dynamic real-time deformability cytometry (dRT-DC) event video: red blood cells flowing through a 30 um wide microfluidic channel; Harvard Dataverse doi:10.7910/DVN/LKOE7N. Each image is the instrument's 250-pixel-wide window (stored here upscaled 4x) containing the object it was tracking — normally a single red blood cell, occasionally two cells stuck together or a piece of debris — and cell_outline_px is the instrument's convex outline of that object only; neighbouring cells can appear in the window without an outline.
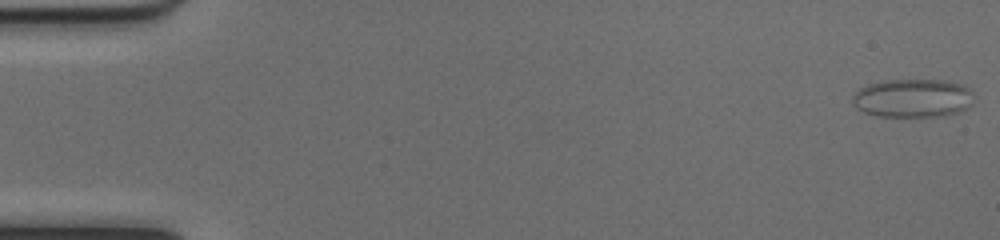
{"species": "common noctule bat (a hibernating species)", "species_latin": "Nyctalus noctula", "temperature_condition": "cold", "stored_images_in_passage": 53, "camera_frame_rate_fps": 3000, "um_per_image_px": 0.085, "animal": {"sex": "female", "body_mass_g": 17.0, "forearm_length_mm": 48.0}, "frame": {"image": 1, "passage_image": 1, "time_ms": 0.0, "image_size_px": [1000, 240], "cell_outline_px": [[972, 104], [956, 112], [944, 116], [880, 116], [864, 112], [856, 108], [852, 100], [852, 96], [860, 88], [868, 84], [884, 80], [948, 80], [960, 84], [968, 88], [972, 92]], "centroid_in_image_um": [77.56, 8.33], "position_along_channel_um": 7.4, "area_um2": 27.11}}
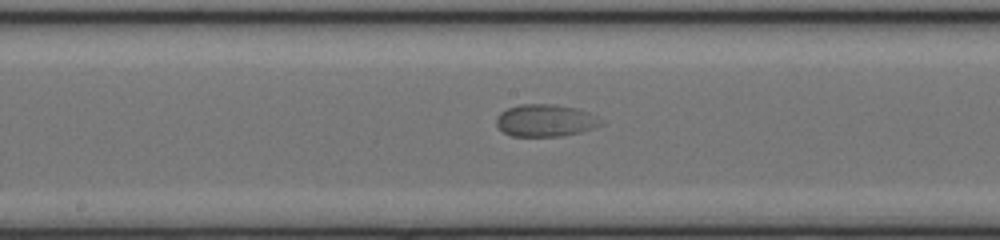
{"frame": {"image": 2, "passage_image": 28, "time_ms": 9.0, "image_size_px": [1000, 240], "cell_outline_px": [[604, 124], [580, 132], [560, 136], [512, 136], [504, 132], [496, 124], [496, 116], [500, 112], [508, 108], [520, 104], [556, 104], [576, 108], [588, 112], [604, 120]], "centroid_in_image_um": [46.37, 10.23], "position_along_channel_um": 201.8, "area_um2": 19.71}}
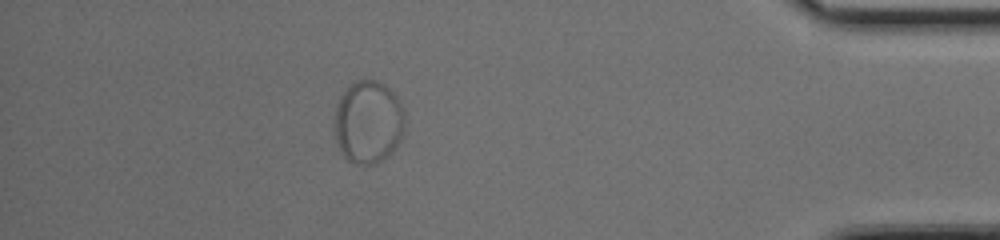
{"frame": {"image": 3, "passage_image": 47, "time_ms": 15.333, "image_size_px": [1000, 240], "cell_outline_px": [[404, 136], [396, 148], [388, 156], [376, 164], [352, 164], [344, 156], [336, 140], [336, 112], [340, 96], [356, 80], [376, 80], [384, 84], [392, 92], [404, 108]], "centroid_in_image_um": [31.35, 10.4], "position_along_channel_um": 403.9, "area_um2": 33.87}}